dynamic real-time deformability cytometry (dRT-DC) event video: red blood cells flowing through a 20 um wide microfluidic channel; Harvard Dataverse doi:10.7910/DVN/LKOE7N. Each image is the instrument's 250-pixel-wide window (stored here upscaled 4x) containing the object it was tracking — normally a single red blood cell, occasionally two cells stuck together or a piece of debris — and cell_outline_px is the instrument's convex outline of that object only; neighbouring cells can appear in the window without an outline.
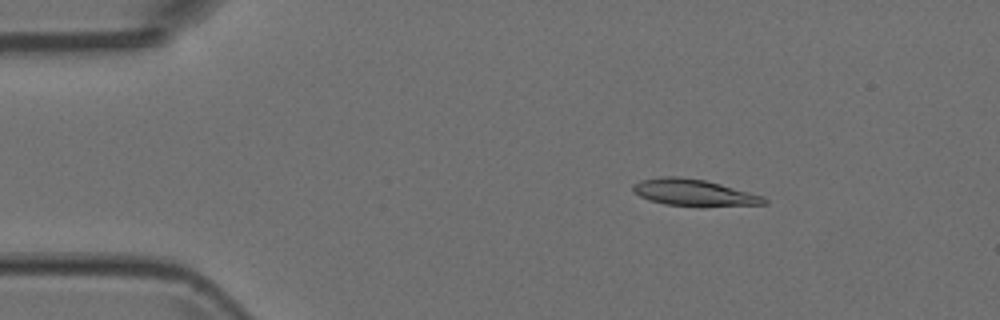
{"species": "Egyptian fruit bat (a non-hibernating species)", "species_latin": "Rousettus aegyptiacus", "temperature_condition": "room temperature", "stored_images_in_passage": 4, "camera_frame_rate_fps": 3000, "um_per_image_px": 0.085, "animal": {"sex": "female"}, "frame": {"image": 1, "passage_image": 3, "time_ms": 0.667, "image_size_px": [1000, 320], "cell_outline_px": [[768, 204], [700, 208], [664, 204], [648, 200], [632, 192], [632, 184], [640, 180], [660, 176], [676, 176], [704, 180], [720, 184], [764, 196], [768, 200]], "centroid_in_image_um": [58.98, 16.4], "position_along_channel_um": 26.0, "area_um2": 21.04}}